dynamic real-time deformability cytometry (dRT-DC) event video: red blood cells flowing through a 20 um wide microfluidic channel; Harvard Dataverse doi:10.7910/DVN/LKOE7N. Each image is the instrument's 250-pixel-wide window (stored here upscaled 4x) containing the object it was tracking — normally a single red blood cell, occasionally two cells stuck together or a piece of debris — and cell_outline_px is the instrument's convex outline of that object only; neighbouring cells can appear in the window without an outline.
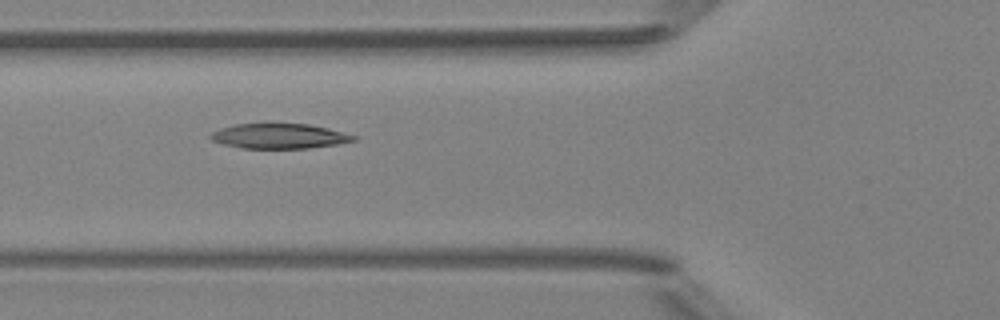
{"species": "Egyptian fruit bat (a non-hibernating species)", "species_latin": "Rousettus aegyptiacus", "temperature_condition": "room temperature", "stored_images_in_passage": 4, "camera_frame_rate_fps": 3000, "um_per_image_px": 0.085, "animal": {"sex": "female"}, "frame": {"image": 1, "passage_image": 3, "time_ms": 2.0, "image_size_px": [1000, 320], "cell_outline_px": [[356, 140], [336, 144], [308, 148], [240, 148], [224, 144], [212, 140], [208, 136], [212, 132], [220, 128], [232, 124], [308, 124], [328, 128], [356, 136]], "centroid_in_image_um": [23.7, 11.57], "position_along_channel_um": 102.1, "area_um2": 20.63}}
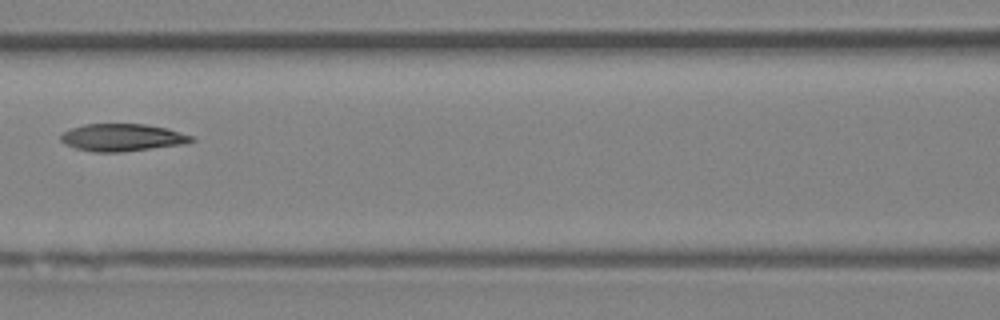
{"frame": {"image": 2, "passage_image": 4, "time_ms": 3.333, "image_size_px": [1000, 320], "cell_outline_px": [[196, 140], [188, 144], [120, 152], [92, 152], [76, 148], [64, 144], [60, 140], [60, 136], [64, 132], [72, 128], [84, 124], [144, 124], [168, 128], [192, 136]], "centroid_in_image_um": [10.42, 11.69], "position_along_channel_um": 156.2, "area_um2": 20.98}}